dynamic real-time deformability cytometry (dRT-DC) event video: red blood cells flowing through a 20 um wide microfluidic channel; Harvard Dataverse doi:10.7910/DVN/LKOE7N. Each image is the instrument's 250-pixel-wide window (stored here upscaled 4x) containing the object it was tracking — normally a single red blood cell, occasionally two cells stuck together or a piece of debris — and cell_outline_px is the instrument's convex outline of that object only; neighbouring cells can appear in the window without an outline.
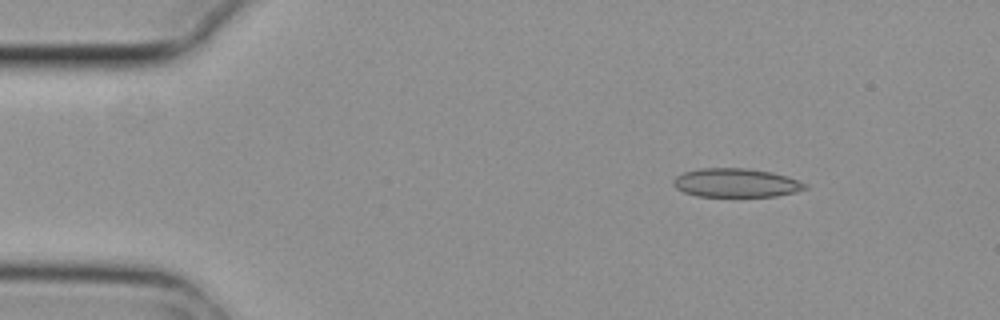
{"species": "common noctule bat (a hibernating species)", "species_latin": "Nyctalus noctula", "temperature_condition": "cold", "stored_images_in_passage": 4, "camera_frame_rate_fps": 3000, "um_per_image_px": 0.085, "animal": {"sex": "female", "body_mass_g": 29.2, "forearm_length_mm": 56.3}, "frame": {"image": 1, "passage_image": 1, "time_ms": 0.0, "image_size_px": [1000, 320], "cell_outline_px": [[808, 188], [796, 192], [776, 196], [696, 196], [684, 192], [676, 188], [672, 184], [672, 180], [676, 176], [684, 172], [700, 168], [748, 168], [772, 172], [788, 176], [800, 180], [808, 184]], "centroid_in_image_um": [62.59, 15.53], "position_along_channel_um": 22.4, "area_um2": 22.31}}
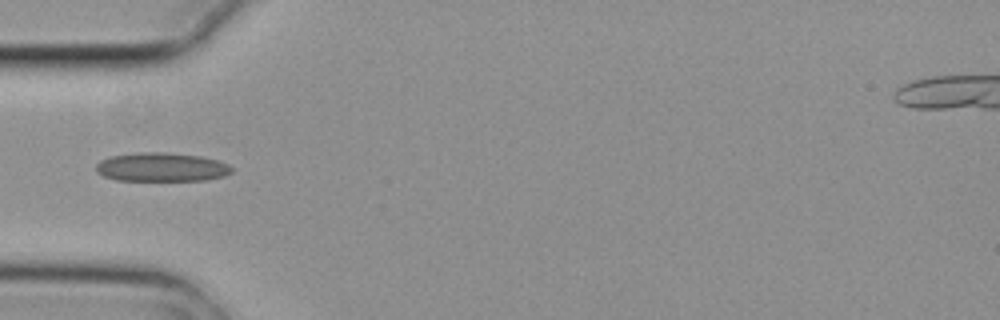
{"frame": {"image": 2, "passage_image": 4, "time_ms": 1.0, "image_size_px": [1000, 320], "cell_outline_px": [[232, 172], [224, 176], [204, 180], [116, 180], [104, 176], [96, 172], [96, 164], [100, 160], [112, 156], [136, 152], [164, 152], [200, 156], [216, 160], [228, 164], [232, 168]], "centroid_in_image_um": [13.71, 14.2], "position_along_channel_um": 71.3, "area_um2": 22.72}}